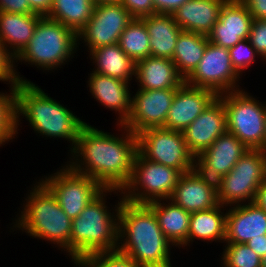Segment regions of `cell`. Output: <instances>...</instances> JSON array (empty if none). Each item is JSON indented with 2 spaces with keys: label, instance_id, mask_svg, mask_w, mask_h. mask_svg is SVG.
Masks as SVG:
<instances>
[{
  "label": "cell",
  "instance_id": "1",
  "mask_svg": "<svg viewBox=\"0 0 266 267\" xmlns=\"http://www.w3.org/2000/svg\"><path fill=\"white\" fill-rule=\"evenodd\" d=\"M115 125L118 134L86 123L68 153L70 161L65 163L72 171L91 177L104 189L122 191L133 174L137 136L125 126Z\"/></svg>",
  "mask_w": 266,
  "mask_h": 267
},
{
  "label": "cell",
  "instance_id": "2",
  "mask_svg": "<svg viewBox=\"0 0 266 267\" xmlns=\"http://www.w3.org/2000/svg\"><path fill=\"white\" fill-rule=\"evenodd\" d=\"M175 246L159 227L154 211L147 204L124 199L119 210L118 249L140 267H172Z\"/></svg>",
  "mask_w": 266,
  "mask_h": 267
},
{
  "label": "cell",
  "instance_id": "3",
  "mask_svg": "<svg viewBox=\"0 0 266 267\" xmlns=\"http://www.w3.org/2000/svg\"><path fill=\"white\" fill-rule=\"evenodd\" d=\"M25 117V118H24ZM26 119L35 134L43 138L67 140L68 153L73 149L86 121L57 102L34 82H19L15 86V131L19 133L21 120Z\"/></svg>",
  "mask_w": 266,
  "mask_h": 267
},
{
  "label": "cell",
  "instance_id": "4",
  "mask_svg": "<svg viewBox=\"0 0 266 267\" xmlns=\"http://www.w3.org/2000/svg\"><path fill=\"white\" fill-rule=\"evenodd\" d=\"M112 193L119 197L118 203L110 204L114 209L106 201V197H111ZM122 200L121 190L104 189L72 220L70 260L74 264L88 255L118 249L119 210Z\"/></svg>",
  "mask_w": 266,
  "mask_h": 267
},
{
  "label": "cell",
  "instance_id": "5",
  "mask_svg": "<svg viewBox=\"0 0 266 267\" xmlns=\"http://www.w3.org/2000/svg\"><path fill=\"white\" fill-rule=\"evenodd\" d=\"M31 189V190H30ZM22 209L12 221L11 231L25 232L31 238L55 245L70 258L72 220L62 210L52 192L40 181L32 183ZM28 194V195H27Z\"/></svg>",
  "mask_w": 266,
  "mask_h": 267
},
{
  "label": "cell",
  "instance_id": "6",
  "mask_svg": "<svg viewBox=\"0 0 266 267\" xmlns=\"http://www.w3.org/2000/svg\"><path fill=\"white\" fill-rule=\"evenodd\" d=\"M78 51L77 33L61 22L42 17L34 30L28 45L15 58V72L20 82H30L17 72L18 61L25 65H35L43 72L60 70L68 64ZM17 63V64H16Z\"/></svg>",
  "mask_w": 266,
  "mask_h": 267
},
{
  "label": "cell",
  "instance_id": "7",
  "mask_svg": "<svg viewBox=\"0 0 266 267\" xmlns=\"http://www.w3.org/2000/svg\"><path fill=\"white\" fill-rule=\"evenodd\" d=\"M240 89L219 94L226 111L227 132L235 135L248 149L265 150L266 101Z\"/></svg>",
  "mask_w": 266,
  "mask_h": 267
},
{
  "label": "cell",
  "instance_id": "8",
  "mask_svg": "<svg viewBox=\"0 0 266 267\" xmlns=\"http://www.w3.org/2000/svg\"><path fill=\"white\" fill-rule=\"evenodd\" d=\"M182 173L144 158L138 151L133 161V174L122 189L123 199L133 204H148L169 199Z\"/></svg>",
  "mask_w": 266,
  "mask_h": 267
},
{
  "label": "cell",
  "instance_id": "9",
  "mask_svg": "<svg viewBox=\"0 0 266 267\" xmlns=\"http://www.w3.org/2000/svg\"><path fill=\"white\" fill-rule=\"evenodd\" d=\"M264 180L263 150L248 149L232 170L217 182L218 202L226 207L254 202Z\"/></svg>",
  "mask_w": 266,
  "mask_h": 267
},
{
  "label": "cell",
  "instance_id": "10",
  "mask_svg": "<svg viewBox=\"0 0 266 267\" xmlns=\"http://www.w3.org/2000/svg\"><path fill=\"white\" fill-rule=\"evenodd\" d=\"M137 151L146 159L172 167L182 174L195 169L182 131L163 127L144 129L137 135Z\"/></svg>",
  "mask_w": 266,
  "mask_h": 267
},
{
  "label": "cell",
  "instance_id": "11",
  "mask_svg": "<svg viewBox=\"0 0 266 267\" xmlns=\"http://www.w3.org/2000/svg\"><path fill=\"white\" fill-rule=\"evenodd\" d=\"M44 177V178H43ZM55 196L67 216L73 220L104 188L89 176L72 171L66 164L39 179Z\"/></svg>",
  "mask_w": 266,
  "mask_h": 267
},
{
  "label": "cell",
  "instance_id": "12",
  "mask_svg": "<svg viewBox=\"0 0 266 267\" xmlns=\"http://www.w3.org/2000/svg\"><path fill=\"white\" fill-rule=\"evenodd\" d=\"M240 79L232 66L229 50L208 42L204 55L185 83L211 89L219 95L242 89Z\"/></svg>",
  "mask_w": 266,
  "mask_h": 267
},
{
  "label": "cell",
  "instance_id": "13",
  "mask_svg": "<svg viewBox=\"0 0 266 267\" xmlns=\"http://www.w3.org/2000/svg\"><path fill=\"white\" fill-rule=\"evenodd\" d=\"M132 20L120 2L94 5L91 18L77 34L78 50L82 43L89 53L98 47L119 43L120 35Z\"/></svg>",
  "mask_w": 266,
  "mask_h": 267
},
{
  "label": "cell",
  "instance_id": "14",
  "mask_svg": "<svg viewBox=\"0 0 266 267\" xmlns=\"http://www.w3.org/2000/svg\"><path fill=\"white\" fill-rule=\"evenodd\" d=\"M176 91L177 88L135 90L131 112L123 126L136 135L144 129L164 127Z\"/></svg>",
  "mask_w": 266,
  "mask_h": 267
},
{
  "label": "cell",
  "instance_id": "15",
  "mask_svg": "<svg viewBox=\"0 0 266 267\" xmlns=\"http://www.w3.org/2000/svg\"><path fill=\"white\" fill-rule=\"evenodd\" d=\"M247 150L235 135L226 132L195 158V168L208 179L218 182Z\"/></svg>",
  "mask_w": 266,
  "mask_h": 267
},
{
  "label": "cell",
  "instance_id": "16",
  "mask_svg": "<svg viewBox=\"0 0 266 267\" xmlns=\"http://www.w3.org/2000/svg\"><path fill=\"white\" fill-rule=\"evenodd\" d=\"M227 132L226 111L217 97L187 128L182 131L189 152L196 158Z\"/></svg>",
  "mask_w": 266,
  "mask_h": 267
},
{
  "label": "cell",
  "instance_id": "17",
  "mask_svg": "<svg viewBox=\"0 0 266 267\" xmlns=\"http://www.w3.org/2000/svg\"><path fill=\"white\" fill-rule=\"evenodd\" d=\"M252 22V15L240 0H226L218 21L207 35L208 40L219 47H234L241 40L248 39Z\"/></svg>",
  "mask_w": 266,
  "mask_h": 267
},
{
  "label": "cell",
  "instance_id": "18",
  "mask_svg": "<svg viewBox=\"0 0 266 267\" xmlns=\"http://www.w3.org/2000/svg\"><path fill=\"white\" fill-rule=\"evenodd\" d=\"M217 97L218 95L211 89L192 87L184 82L177 88L163 128L183 131Z\"/></svg>",
  "mask_w": 266,
  "mask_h": 267
},
{
  "label": "cell",
  "instance_id": "19",
  "mask_svg": "<svg viewBox=\"0 0 266 267\" xmlns=\"http://www.w3.org/2000/svg\"><path fill=\"white\" fill-rule=\"evenodd\" d=\"M169 199L190 213L212 209L219 204L217 182L195 168L181 175Z\"/></svg>",
  "mask_w": 266,
  "mask_h": 267
},
{
  "label": "cell",
  "instance_id": "20",
  "mask_svg": "<svg viewBox=\"0 0 266 267\" xmlns=\"http://www.w3.org/2000/svg\"><path fill=\"white\" fill-rule=\"evenodd\" d=\"M87 88L92 97L104 108L115 111L116 123L123 125L131 112L132 92L131 82H126L118 78L109 77L90 72L88 74ZM131 92V93H130Z\"/></svg>",
  "mask_w": 266,
  "mask_h": 267
},
{
  "label": "cell",
  "instance_id": "21",
  "mask_svg": "<svg viewBox=\"0 0 266 267\" xmlns=\"http://www.w3.org/2000/svg\"><path fill=\"white\" fill-rule=\"evenodd\" d=\"M228 208L225 243H246L266 234V212L255 202Z\"/></svg>",
  "mask_w": 266,
  "mask_h": 267
},
{
  "label": "cell",
  "instance_id": "22",
  "mask_svg": "<svg viewBox=\"0 0 266 267\" xmlns=\"http://www.w3.org/2000/svg\"><path fill=\"white\" fill-rule=\"evenodd\" d=\"M134 77L141 90L179 88L185 82L171 59L152 56L136 62Z\"/></svg>",
  "mask_w": 266,
  "mask_h": 267
},
{
  "label": "cell",
  "instance_id": "23",
  "mask_svg": "<svg viewBox=\"0 0 266 267\" xmlns=\"http://www.w3.org/2000/svg\"><path fill=\"white\" fill-rule=\"evenodd\" d=\"M225 1L188 0L172 15L182 30L207 36L218 21L220 9Z\"/></svg>",
  "mask_w": 266,
  "mask_h": 267
},
{
  "label": "cell",
  "instance_id": "24",
  "mask_svg": "<svg viewBox=\"0 0 266 267\" xmlns=\"http://www.w3.org/2000/svg\"><path fill=\"white\" fill-rule=\"evenodd\" d=\"M42 17L36 13L17 14L0 11V41L14 58L28 45Z\"/></svg>",
  "mask_w": 266,
  "mask_h": 267
},
{
  "label": "cell",
  "instance_id": "25",
  "mask_svg": "<svg viewBox=\"0 0 266 267\" xmlns=\"http://www.w3.org/2000/svg\"><path fill=\"white\" fill-rule=\"evenodd\" d=\"M226 215L227 207L220 203L212 209L191 213L188 238L181 248L190 247L195 239L207 244L225 243Z\"/></svg>",
  "mask_w": 266,
  "mask_h": 267
},
{
  "label": "cell",
  "instance_id": "26",
  "mask_svg": "<svg viewBox=\"0 0 266 267\" xmlns=\"http://www.w3.org/2000/svg\"><path fill=\"white\" fill-rule=\"evenodd\" d=\"M150 37V56L173 58L181 28L172 14L155 13L141 18Z\"/></svg>",
  "mask_w": 266,
  "mask_h": 267
},
{
  "label": "cell",
  "instance_id": "27",
  "mask_svg": "<svg viewBox=\"0 0 266 267\" xmlns=\"http://www.w3.org/2000/svg\"><path fill=\"white\" fill-rule=\"evenodd\" d=\"M147 205L154 211L165 237L180 249L188 238L191 213L170 199L157 200Z\"/></svg>",
  "mask_w": 266,
  "mask_h": 267
},
{
  "label": "cell",
  "instance_id": "28",
  "mask_svg": "<svg viewBox=\"0 0 266 267\" xmlns=\"http://www.w3.org/2000/svg\"><path fill=\"white\" fill-rule=\"evenodd\" d=\"M88 54L92 65H95L91 69L93 72L126 82L135 78L133 76H135L136 62L121 49L118 43L98 47Z\"/></svg>",
  "mask_w": 266,
  "mask_h": 267
},
{
  "label": "cell",
  "instance_id": "29",
  "mask_svg": "<svg viewBox=\"0 0 266 267\" xmlns=\"http://www.w3.org/2000/svg\"><path fill=\"white\" fill-rule=\"evenodd\" d=\"M209 40L206 35L181 30L172 61L178 73L186 79L197 67Z\"/></svg>",
  "mask_w": 266,
  "mask_h": 267
},
{
  "label": "cell",
  "instance_id": "30",
  "mask_svg": "<svg viewBox=\"0 0 266 267\" xmlns=\"http://www.w3.org/2000/svg\"><path fill=\"white\" fill-rule=\"evenodd\" d=\"M93 9L92 0H53L46 17L61 22L78 34L91 18Z\"/></svg>",
  "mask_w": 266,
  "mask_h": 267
},
{
  "label": "cell",
  "instance_id": "31",
  "mask_svg": "<svg viewBox=\"0 0 266 267\" xmlns=\"http://www.w3.org/2000/svg\"><path fill=\"white\" fill-rule=\"evenodd\" d=\"M150 37L144 21L133 18L120 35L119 46L135 62L150 56Z\"/></svg>",
  "mask_w": 266,
  "mask_h": 267
},
{
  "label": "cell",
  "instance_id": "32",
  "mask_svg": "<svg viewBox=\"0 0 266 267\" xmlns=\"http://www.w3.org/2000/svg\"><path fill=\"white\" fill-rule=\"evenodd\" d=\"M222 248L221 267H262L261 257L246 243H225Z\"/></svg>",
  "mask_w": 266,
  "mask_h": 267
},
{
  "label": "cell",
  "instance_id": "33",
  "mask_svg": "<svg viewBox=\"0 0 266 267\" xmlns=\"http://www.w3.org/2000/svg\"><path fill=\"white\" fill-rule=\"evenodd\" d=\"M8 92H0V147L16 139L15 131V86Z\"/></svg>",
  "mask_w": 266,
  "mask_h": 267
},
{
  "label": "cell",
  "instance_id": "34",
  "mask_svg": "<svg viewBox=\"0 0 266 267\" xmlns=\"http://www.w3.org/2000/svg\"><path fill=\"white\" fill-rule=\"evenodd\" d=\"M74 265L76 267H140L119 249L88 255Z\"/></svg>",
  "mask_w": 266,
  "mask_h": 267
},
{
  "label": "cell",
  "instance_id": "35",
  "mask_svg": "<svg viewBox=\"0 0 266 267\" xmlns=\"http://www.w3.org/2000/svg\"><path fill=\"white\" fill-rule=\"evenodd\" d=\"M228 50L232 66L241 77L243 76V73H246L244 71L256 62V56L259 58L257 51L248 39L241 40Z\"/></svg>",
  "mask_w": 266,
  "mask_h": 267
},
{
  "label": "cell",
  "instance_id": "36",
  "mask_svg": "<svg viewBox=\"0 0 266 267\" xmlns=\"http://www.w3.org/2000/svg\"><path fill=\"white\" fill-rule=\"evenodd\" d=\"M248 40L266 62V19H253Z\"/></svg>",
  "mask_w": 266,
  "mask_h": 267
},
{
  "label": "cell",
  "instance_id": "37",
  "mask_svg": "<svg viewBox=\"0 0 266 267\" xmlns=\"http://www.w3.org/2000/svg\"><path fill=\"white\" fill-rule=\"evenodd\" d=\"M0 81L16 86L20 81L15 72V58L0 41Z\"/></svg>",
  "mask_w": 266,
  "mask_h": 267
},
{
  "label": "cell",
  "instance_id": "38",
  "mask_svg": "<svg viewBox=\"0 0 266 267\" xmlns=\"http://www.w3.org/2000/svg\"><path fill=\"white\" fill-rule=\"evenodd\" d=\"M120 3L127 9L133 18H144L155 14L152 0H120Z\"/></svg>",
  "mask_w": 266,
  "mask_h": 267
},
{
  "label": "cell",
  "instance_id": "39",
  "mask_svg": "<svg viewBox=\"0 0 266 267\" xmlns=\"http://www.w3.org/2000/svg\"><path fill=\"white\" fill-rule=\"evenodd\" d=\"M0 11L17 14H32L28 0H0Z\"/></svg>",
  "mask_w": 266,
  "mask_h": 267
},
{
  "label": "cell",
  "instance_id": "40",
  "mask_svg": "<svg viewBox=\"0 0 266 267\" xmlns=\"http://www.w3.org/2000/svg\"><path fill=\"white\" fill-rule=\"evenodd\" d=\"M188 0H152L155 13L172 14Z\"/></svg>",
  "mask_w": 266,
  "mask_h": 267
},
{
  "label": "cell",
  "instance_id": "41",
  "mask_svg": "<svg viewBox=\"0 0 266 267\" xmlns=\"http://www.w3.org/2000/svg\"><path fill=\"white\" fill-rule=\"evenodd\" d=\"M253 19H266V0H240Z\"/></svg>",
  "mask_w": 266,
  "mask_h": 267
},
{
  "label": "cell",
  "instance_id": "42",
  "mask_svg": "<svg viewBox=\"0 0 266 267\" xmlns=\"http://www.w3.org/2000/svg\"><path fill=\"white\" fill-rule=\"evenodd\" d=\"M30 9L41 16H47L52 8L53 0H28Z\"/></svg>",
  "mask_w": 266,
  "mask_h": 267
},
{
  "label": "cell",
  "instance_id": "43",
  "mask_svg": "<svg viewBox=\"0 0 266 267\" xmlns=\"http://www.w3.org/2000/svg\"><path fill=\"white\" fill-rule=\"evenodd\" d=\"M246 244L262 258L266 253V234L262 237L252 238Z\"/></svg>",
  "mask_w": 266,
  "mask_h": 267
},
{
  "label": "cell",
  "instance_id": "44",
  "mask_svg": "<svg viewBox=\"0 0 266 267\" xmlns=\"http://www.w3.org/2000/svg\"><path fill=\"white\" fill-rule=\"evenodd\" d=\"M254 202L266 212V180L258 188Z\"/></svg>",
  "mask_w": 266,
  "mask_h": 267
},
{
  "label": "cell",
  "instance_id": "45",
  "mask_svg": "<svg viewBox=\"0 0 266 267\" xmlns=\"http://www.w3.org/2000/svg\"><path fill=\"white\" fill-rule=\"evenodd\" d=\"M92 1L94 5L120 2V0H92Z\"/></svg>",
  "mask_w": 266,
  "mask_h": 267
},
{
  "label": "cell",
  "instance_id": "46",
  "mask_svg": "<svg viewBox=\"0 0 266 267\" xmlns=\"http://www.w3.org/2000/svg\"><path fill=\"white\" fill-rule=\"evenodd\" d=\"M263 156H264V169H265V180H266V150H263Z\"/></svg>",
  "mask_w": 266,
  "mask_h": 267
},
{
  "label": "cell",
  "instance_id": "47",
  "mask_svg": "<svg viewBox=\"0 0 266 267\" xmlns=\"http://www.w3.org/2000/svg\"><path fill=\"white\" fill-rule=\"evenodd\" d=\"M262 261V267H266V253L265 255L261 258Z\"/></svg>",
  "mask_w": 266,
  "mask_h": 267
},
{
  "label": "cell",
  "instance_id": "48",
  "mask_svg": "<svg viewBox=\"0 0 266 267\" xmlns=\"http://www.w3.org/2000/svg\"><path fill=\"white\" fill-rule=\"evenodd\" d=\"M265 124H266V116H265ZM265 150H266V127H265Z\"/></svg>",
  "mask_w": 266,
  "mask_h": 267
}]
</instances>
